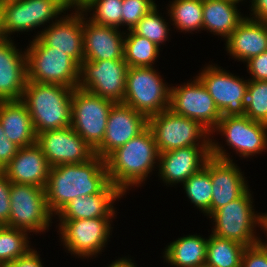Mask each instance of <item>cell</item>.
Wrapping results in <instances>:
<instances>
[{
	"instance_id": "obj_1",
	"label": "cell",
	"mask_w": 267,
	"mask_h": 267,
	"mask_svg": "<svg viewBox=\"0 0 267 267\" xmlns=\"http://www.w3.org/2000/svg\"><path fill=\"white\" fill-rule=\"evenodd\" d=\"M109 183L105 159L97 155L84 163L51 167L45 187L48 209L56 215L71 200L100 193Z\"/></svg>"
},
{
	"instance_id": "obj_2",
	"label": "cell",
	"mask_w": 267,
	"mask_h": 267,
	"mask_svg": "<svg viewBox=\"0 0 267 267\" xmlns=\"http://www.w3.org/2000/svg\"><path fill=\"white\" fill-rule=\"evenodd\" d=\"M159 154L154 135L147 127L105 158L109 182L125 195L129 187L146 181L158 163Z\"/></svg>"
},
{
	"instance_id": "obj_3",
	"label": "cell",
	"mask_w": 267,
	"mask_h": 267,
	"mask_svg": "<svg viewBox=\"0 0 267 267\" xmlns=\"http://www.w3.org/2000/svg\"><path fill=\"white\" fill-rule=\"evenodd\" d=\"M73 89L58 84L26 81L21 101L27 107L36 134L70 127Z\"/></svg>"
},
{
	"instance_id": "obj_4",
	"label": "cell",
	"mask_w": 267,
	"mask_h": 267,
	"mask_svg": "<svg viewBox=\"0 0 267 267\" xmlns=\"http://www.w3.org/2000/svg\"><path fill=\"white\" fill-rule=\"evenodd\" d=\"M25 51L27 81L78 87L80 66L66 52L45 45L38 37Z\"/></svg>"
},
{
	"instance_id": "obj_5",
	"label": "cell",
	"mask_w": 267,
	"mask_h": 267,
	"mask_svg": "<svg viewBox=\"0 0 267 267\" xmlns=\"http://www.w3.org/2000/svg\"><path fill=\"white\" fill-rule=\"evenodd\" d=\"M153 67H128L123 103L147 118L169 109L170 89Z\"/></svg>"
},
{
	"instance_id": "obj_6",
	"label": "cell",
	"mask_w": 267,
	"mask_h": 267,
	"mask_svg": "<svg viewBox=\"0 0 267 267\" xmlns=\"http://www.w3.org/2000/svg\"><path fill=\"white\" fill-rule=\"evenodd\" d=\"M247 189L239 198L214 211L209 218L215 226L212 234L237 242L245 247L259 243L255 226H260V213L255 214L252 194Z\"/></svg>"
},
{
	"instance_id": "obj_7",
	"label": "cell",
	"mask_w": 267,
	"mask_h": 267,
	"mask_svg": "<svg viewBox=\"0 0 267 267\" xmlns=\"http://www.w3.org/2000/svg\"><path fill=\"white\" fill-rule=\"evenodd\" d=\"M148 127L154 135L159 153L188 146H211L209 137L212 134L207 129L199 122L177 115L170 109L149 117Z\"/></svg>"
},
{
	"instance_id": "obj_8",
	"label": "cell",
	"mask_w": 267,
	"mask_h": 267,
	"mask_svg": "<svg viewBox=\"0 0 267 267\" xmlns=\"http://www.w3.org/2000/svg\"><path fill=\"white\" fill-rule=\"evenodd\" d=\"M71 127L94 150L104 138L108 116L114 102L80 88L72 93Z\"/></svg>"
},
{
	"instance_id": "obj_9",
	"label": "cell",
	"mask_w": 267,
	"mask_h": 267,
	"mask_svg": "<svg viewBox=\"0 0 267 267\" xmlns=\"http://www.w3.org/2000/svg\"><path fill=\"white\" fill-rule=\"evenodd\" d=\"M9 227L41 233L49 229L50 213L45 188L11 182Z\"/></svg>"
},
{
	"instance_id": "obj_10",
	"label": "cell",
	"mask_w": 267,
	"mask_h": 267,
	"mask_svg": "<svg viewBox=\"0 0 267 267\" xmlns=\"http://www.w3.org/2000/svg\"><path fill=\"white\" fill-rule=\"evenodd\" d=\"M67 0H0L5 35L34 30L68 9ZM58 15V16H57Z\"/></svg>"
},
{
	"instance_id": "obj_11",
	"label": "cell",
	"mask_w": 267,
	"mask_h": 267,
	"mask_svg": "<svg viewBox=\"0 0 267 267\" xmlns=\"http://www.w3.org/2000/svg\"><path fill=\"white\" fill-rule=\"evenodd\" d=\"M128 65L124 59L83 60L79 69L78 88L123 103Z\"/></svg>"
},
{
	"instance_id": "obj_12",
	"label": "cell",
	"mask_w": 267,
	"mask_h": 267,
	"mask_svg": "<svg viewBox=\"0 0 267 267\" xmlns=\"http://www.w3.org/2000/svg\"><path fill=\"white\" fill-rule=\"evenodd\" d=\"M169 109L177 115L199 122L212 134L221 119L214 99L197 77L192 82L171 87Z\"/></svg>"
},
{
	"instance_id": "obj_13",
	"label": "cell",
	"mask_w": 267,
	"mask_h": 267,
	"mask_svg": "<svg viewBox=\"0 0 267 267\" xmlns=\"http://www.w3.org/2000/svg\"><path fill=\"white\" fill-rule=\"evenodd\" d=\"M112 218L60 220L61 242L75 256L89 258L97 255L110 238Z\"/></svg>"
},
{
	"instance_id": "obj_14",
	"label": "cell",
	"mask_w": 267,
	"mask_h": 267,
	"mask_svg": "<svg viewBox=\"0 0 267 267\" xmlns=\"http://www.w3.org/2000/svg\"><path fill=\"white\" fill-rule=\"evenodd\" d=\"M211 139L210 178L212 200L210 215L239 198L249 187L241 169L235 165L222 146ZM216 142V143H215ZM240 169V170H239Z\"/></svg>"
},
{
	"instance_id": "obj_15",
	"label": "cell",
	"mask_w": 267,
	"mask_h": 267,
	"mask_svg": "<svg viewBox=\"0 0 267 267\" xmlns=\"http://www.w3.org/2000/svg\"><path fill=\"white\" fill-rule=\"evenodd\" d=\"M196 76L205 86L221 113V116L245 114L249 79L239 78L221 67L207 65Z\"/></svg>"
},
{
	"instance_id": "obj_16",
	"label": "cell",
	"mask_w": 267,
	"mask_h": 267,
	"mask_svg": "<svg viewBox=\"0 0 267 267\" xmlns=\"http://www.w3.org/2000/svg\"><path fill=\"white\" fill-rule=\"evenodd\" d=\"M36 143L51 167L80 164L95 156V150L71 126L39 133Z\"/></svg>"
},
{
	"instance_id": "obj_17",
	"label": "cell",
	"mask_w": 267,
	"mask_h": 267,
	"mask_svg": "<svg viewBox=\"0 0 267 267\" xmlns=\"http://www.w3.org/2000/svg\"><path fill=\"white\" fill-rule=\"evenodd\" d=\"M215 131L226 138L229 148L232 147L240 157L260 154L267 148V125L246 115L221 116Z\"/></svg>"
},
{
	"instance_id": "obj_18",
	"label": "cell",
	"mask_w": 267,
	"mask_h": 267,
	"mask_svg": "<svg viewBox=\"0 0 267 267\" xmlns=\"http://www.w3.org/2000/svg\"><path fill=\"white\" fill-rule=\"evenodd\" d=\"M148 127V118L124 103L110 109L106 131L95 155L105 159L111 152L138 136Z\"/></svg>"
},
{
	"instance_id": "obj_19",
	"label": "cell",
	"mask_w": 267,
	"mask_h": 267,
	"mask_svg": "<svg viewBox=\"0 0 267 267\" xmlns=\"http://www.w3.org/2000/svg\"><path fill=\"white\" fill-rule=\"evenodd\" d=\"M68 15L52 20L36 37L55 50L66 52L80 66L84 60L83 12L75 8V13Z\"/></svg>"
},
{
	"instance_id": "obj_20",
	"label": "cell",
	"mask_w": 267,
	"mask_h": 267,
	"mask_svg": "<svg viewBox=\"0 0 267 267\" xmlns=\"http://www.w3.org/2000/svg\"><path fill=\"white\" fill-rule=\"evenodd\" d=\"M211 157V146H188L159 154L160 178L169 185L184 183L200 171Z\"/></svg>"
},
{
	"instance_id": "obj_21",
	"label": "cell",
	"mask_w": 267,
	"mask_h": 267,
	"mask_svg": "<svg viewBox=\"0 0 267 267\" xmlns=\"http://www.w3.org/2000/svg\"><path fill=\"white\" fill-rule=\"evenodd\" d=\"M85 14L83 12L84 60L124 59L123 36L126 32L121 33L116 27L94 24L84 17Z\"/></svg>"
},
{
	"instance_id": "obj_22",
	"label": "cell",
	"mask_w": 267,
	"mask_h": 267,
	"mask_svg": "<svg viewBox=\"0 0 267 267\" xmlns=\"http://www.w3.org/2000/svg\"><path fill=\"white\" fill-rule=\"evenodd\" d=\"M51 166L41 149L33 145L19 148L15 157L5 166L2 172L13 183L31 184L45 188Z\"/></svg>"
},
{
	"instance_id": "obj_23",
	"label": "cell",
	"mask_w": 267,
	"mask_h": 267,
	"mask_svg": "<svg viewBox=\"0 0 267 267\" xmlns=\"http://www.w3.org/2000/svg\"><path fill=\"white\" fill-rule=\"evenodd\" d=\"M26 81V51L9 38L0 44V101L21 100Z\"/></svg>"
},
{
	"instance_id": "obj_24",
	"label": "cell",
	"mask_w": 267,
	"mask_h": 267,
	"mask_svg": "<svg viewBox=\"0 0 267 267\" xmlns=\"http://www.w3.org/2000/svg\"><path fill=\"white\" fill-rule=\"evenodd\" d=\"M124 194L109 183L100 193L79 196L71 200L56 215L60 220L114 217L113 203Z\"/></svg>"
},
{
	"instance_id": "obj_25",
	"label": "cell",
	"mask_w": 267,
	"mask_h": 267,
	"mask_svg": "<svg viewBox=\"0 0 267 267\" xmlns=\"http://www.w3.org/2000/svg\"><path fill=\"white\" fill-rule=\"evenodd\" d=\"M226 50L239 61H248L267 50V21L246 16L226 39Z\"/></svg>"
},
{
	"instance_id": "obj_26",
	"label": "cell",
	"mask_w": 267,
	"mask_h": 267,
	"mask_svg": "<svg viewBox=\"0 0 267 267\" xmlns=\"http://www.w3.org/2000/svg\"><path fill=\"white\" fill-rule=\"evenodd\" d=\"M0 123L8 140L19 148L36 143L32 119L21 100L0 101Z\"/></svg>"
},
{
	"instance_id": "obj_27",
	"label": "cell",
	"mask_w": 267,
	"mask_h": 267,
	"mask_svg": "<svg viewBox=\"0 0 267 267\" xmlns=\"http://www.w3.org/2000/svg\"><path fill=\"white\" fill-rule=\"evenodd\" d=\"M237 4L230 0H203V30L227 39L245 18Z\"/></svg>"
},
{
	"instance_id": "obj_28",
	"label": "cell",
	"mask_w": 267,
	"mask_h": 267,
	"mask_svg": "<svg viewBox=\"0 0 267 267\" xmlns=\"http://www.w3.org/2000/svg\"><path fill=\"white\" fill-rule=\"evenodd\" d=\"M208 239L187 235L171 242L165 249L164 261L176 267H203L206 263Z\"/></svg>"
},
{
	"instance_id": "obj_29",
	"label": "cell",
	"mask_w": 267,
	"mask_h": 267,
	"mask_svg": "<svg viewBox=\"0 0 267 267\" xmlns=\"http://www.w3.org/2000/svg\"><path fill=\"white\" fill-rule=\"evenodd\" d=\"M246 247L226 238L210 234L207 245L206 267H241Z\"/></svg>"
},
{
	"instance_id": "obj_30",
	"label": "cell",
	"mask_w": 267,
	"mask_h": 267,
	"mask_svg": "<svg viewBox=\"0 0 267 267\" xmlns=\"http://www.w3.org/2000/svg\"><path fill=\"white\" fill-rule=\"evenodd\" d=\"M124 37V60L128 67H154L159 57V46L149 39L128 30Z\"/></svg>"
},
{
	"instance_id": "obj_31",
	"label": "cell",
	"mask_w": 267,
	"mask_h": 267,
	"mask_svg": "<svg viewBox=\"0 0 267 267\" xmlns=\"http://www.w3.org/2000/svg\"><path fill=\"white\" fill-rule=\"evenodd\" d=\"M169 7L168 16L178 30H203V0H174Z\"/></svg>"
},
{
	"instance_id": "obj_32",
	"label": "cell",
	"mask_w": 267,
	"mask_h": 267,
	"mask_svg": "<svg viewBox=\"0 0 267 267\" xmlns=\"http://www.w3.org/2000/svg\"><path fill=\"white\" fill-rule=\"evenodd\" d=\"M186 196L203 213L210 216V205L212 200V183L210 178V158L205 166L193 174L183 183Z\"/></svg>"
},
{
	"instance_id": "obj_33",
	"label": "cell",
	"mask_w": 267,
	"mask_h": 267,
	"mask_svg": "<svg viewBox=\"0 0 267 267\" xmlns=\"http://www.w3.org/2000/svg\"><path fill=\"white\" fill-rule=\"evenodd\" d=\"M28 231L20 228L0 226V266L24 256L30 249Z\"/></svg>"
},
{
	"instance_id": "obj_34",
	"label": "cell",
	"mask_w": 267,
	"mask_h": 267,
	"mask_svg": "<svg viewBox=\"0 0 267 267\" xmlns=\"http://www.w3.org/2000/svg\"><path fill=\"white\" fill-rule=\"evenodd\" d=\"M122 2L123 0H88L79 9L84 13L93 9L89 20L94 24L119 28L122 26Z\"/></svg>"
},
{
	"instance_id": "obj_35",
	"label": "cell",
	"mask_w": 267,
	"mask_h": 267,
	"mask_svg": "<svg viewBox=\"0 0 267 267\" xmlns=\"http://www.w3.org/2000/svg\"><path fill=\"white\" fill-rule=\"evenodd\" d=\"M244 115L267 125V80H249Z\"/></svg>"
},
{
	"instance_id": "obj_36",
	"label": "cell",
	"mask_w": 267,
	"mask_h": 267,
	"mask_svg": "<svg viewBox=\"0 0 267 267\" xmlns=\"http://www.w3.org/2000/svg\"><path fill=\"white\" fill-rule=\"evenodd\" d=\"M169 30L168 23L158 13L157 6L144 15L132 29L135 34L149 39L158 46L166 42Z\"/></svg>"
},
{
	"instance_id": "obj_37",
	"label": "cell",
	"mask_w": 267,
	"mask_h": 267,
	"mask_svg": "<svg viewBox=\"0 0 267 267\" xmlns=\"http://www.w3.org/2000/svg\"><path fill=\"white\" fill-rule=\"evenodd\" d=\"M156 6L153 0H123L122 26H128L127 30H132L138 21Z\"/></svg>"
},
{
	"instance_id": "obj_38",
	"label": "cell",
	"mask_w": 267,
	"mask_h": 267,
	"mask_svg": "<svg viewBox=\"0 0 267 267\" xmlns=\"http://www.w3.org/2000/svg\"><path fill=\"white\" fill-rule=\"evenodd\" d=\"M241 267H267V246L257 243L246 247L241 259Z\"/></svg>"
},
{
	"instance_id": "obj_39",
	"label": "cell",
	"mask_w": 267,
	"mask_h": 267,
	"mask_svg": "<svg viewBox=\"0 0 267 267\" xmlns=\"http://www.w3.org/2000/svg\"><path fill=\"white\" fill-rule=\"evenodd\" d=\"M11 181L0 171V226L9 227Z\"/></svg>"
},
{
	"instance_id": "obj_40",
	"label": "cell",
	"mask_w": 267,
	"mask_h": 267,
	"mask_svg": "<svg viewBox=\"0 0 267 267\" xmlns=\"http://www.w3.org/2000/svg\"><path fill=\"white\" fill-rule=\"evenodd\" d=\"M251 74L249 80H267V50L246 61Z\"/></svg>"
},
{
	"instance_id": "obj_41",
	"label": "cell",
	"mask_w": 267,
	"mask_h": 267,
	"mask_svg": "<svg viewBox=\"0 0 267 267\" xmlns=\"http://www.w3.org/2000/svg\"><path fill=\"white\" fill-rule=\"evenodd\" d=\"M19 147L8 140L0 123V171L15 157Z\"/></svg>"
},
{
	"instance_id": "obj_42",
	"label": "cell",
	"mask_w": 267,
	"mask_h": 267,
	"mask_svg": "<svg viewBox=\"0 0 267 267\" xmlns=\"http://www.w3.org/2000/svg\"><path fill=\"white\" fill-rule=\"evenodd\" d=\"M5 267H43L37 251L30 249L24 256L10 262Z\"/></svg>"
},
{
	"instance_id": "obj_43",
	"label": "cell",
	"mask_w": 267,
	"mask_h": 267,
	"mask_svg": "<svg viewBox=\"0 0 267 267\" xmlns=\"http://www.w3.org/2000/svg\"><path fill=\"white\" fill-rule=\"evenodd\" d=\"M250 19L257 21H267V0H252Z\"/></svg>"
},
{
	"instance_id": "obj_44",
	"label": "cell",
	"mask_w": 267,
	"mask_h": 267,
	"mask_svg": "<svg viewBox=\"0 0 267 267\" xmlns=\"http://www.w3.org/2000/svg\"><path fill=\"white\" fill-rule=\"evenodd\" d=\"M108 267H137V266L134 265V263L132 262L131 259L123 257V258H121L119 260L118 259L115 260Z\"/></svg>"
},
{
	"instance_id": "obj_45",
	"label": "cell",
	"mask_w": 267,
	"mask_h": 267,
	"mask_svg": "<svg viewBox=\"0 0 267 267\" xmlns=\"http://www.w3.org/2000/svg\"><path fill=\"white\" fill-rule=\"evenodd\" d=\"M260 228H262L267 233V213L266 214L264 213V214L260 215ZM259 243L262 244V245L267 246V243L266 242L263 243L261 241V238H260Z\"/></svg>"
},
{
	"instance_id": "obj_46",
	"label": "cell",
	"mask_w": 267,
	"mask_h": 267,
	"mask_svg": "<svg viewBox=\"0 0 267 267\" xmlns=\"http://www.w3.org/2000/svg\"><path fill=\"white\" fill-rule=\"evenodd\" d=\"M88 0H67L69 9L71 8H80L82 5H84Z\"/></svg>"
},
{
	"instance_id": "obj_47",
	"label": "cell",
	"mask_w": 267,
	"mask_h": 267,
	"mask_svg": "<svg viewBox=\"0 0 267 267\" xmlns=\"http://www.w3.org/2000/svg\"><path fill=\"white\" fill-rule=\"evenodd\" d=\"M9 38L5 35L4 29H3V19H2V13L0 10V44L8 40Z\"/></svg>"
},
{
	"instance_id": "obj_48",
	"label": "cell",
	"mask_w": 267,
	"mask_h": 267,
	"mask_svg": "<svg viewBox=\"0 0 267 267\" xmlns=\"http://www.w3.org/2000/svg\"><path fill=\"white\" fill-rule=\"evenodd\" d=\"M230 1H233V2L239 3V2H240V1H242V0H230Z\"/></svg>"
}]
</instances>
